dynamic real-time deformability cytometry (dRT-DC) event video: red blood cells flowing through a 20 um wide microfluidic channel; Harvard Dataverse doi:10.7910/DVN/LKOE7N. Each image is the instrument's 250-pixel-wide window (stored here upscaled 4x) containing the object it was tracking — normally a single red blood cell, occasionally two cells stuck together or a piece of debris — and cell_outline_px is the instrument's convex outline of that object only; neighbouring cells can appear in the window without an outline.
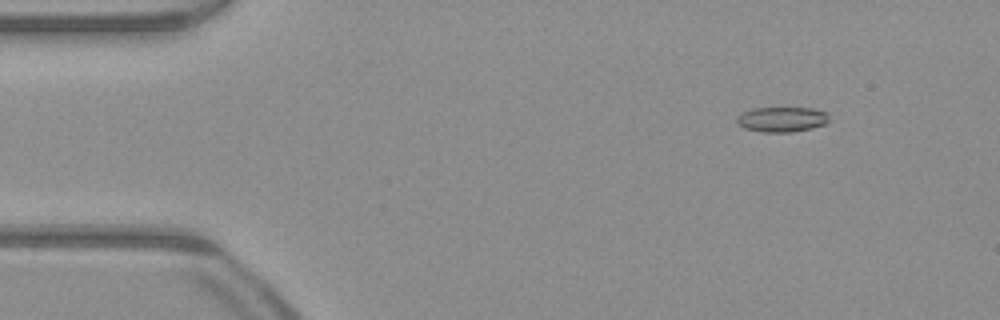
{"species": "common noctule bat (a hibernating species)", "species_latin": "Nyctalus noctula", "temperature_condition": "warm", "stored_images_in_passage": 51, "camera_frame_rate_fps": 3000, "um_per_image_px": 0.085, "animal": {"sex": "male", "body_mass_g": 23.1, "forearm_length_mm": 52.7}, "frame": {"image": 1, "passage_image": 6, "time_ms": 1.667, "image_size_px": [1000, 320], "cell_outline_px": [[828, 120], [824, 124], [812, 128], [792, 132], [760, 132], [744, 128], [736, 124], [736, 116], [752, 108], [812, 108], [828, 112]], "centroid_in_image_um": [66.43, 10.15], "position_along_channel_um": 18.6, "area_um2": 13.58}}
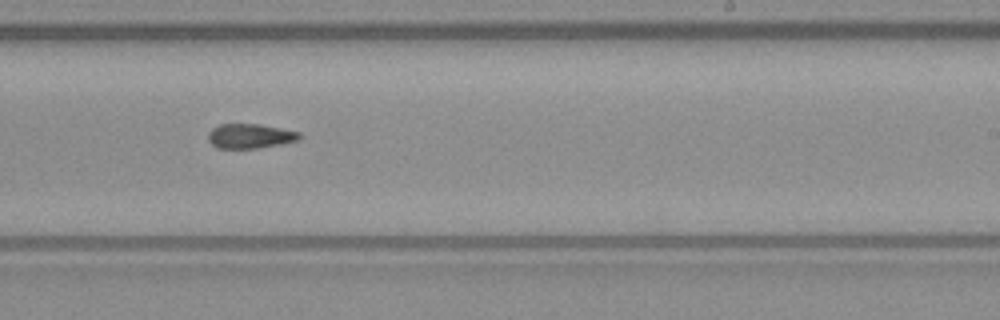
{"frame": {"image": 2, "passage_image": 31, "time_ms": 10.0, "image_size_px": [1000, 320], "cell_outline_px": [[300, 140], [280, 144], [256, 148], [216, 148], [208, 140], [208, 132], [212, 128], [220, 124], [260, 124], [300, 132]], "centroid_in_image_um": [21.24, 11.56], "position_along_channel_um": 267.8, "area_um2": 13.06}}
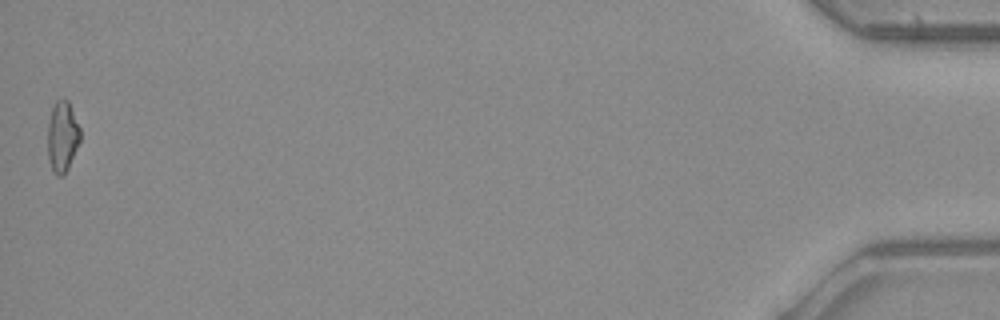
{"frame": {"image": 3, "passage_image": 51, "time_ms": 16.667, "image_size_px": [1000, 320], "cell_outline_px": [[80, 140], [68, 168], [64, 176], [56, 176], [52, 172], [48, 160], [48, 124], [52, 108], [56, 100], [68, 100], [80, 128]], "centroid_in_image_um": [5.29, 11.66], "position_along_channel_um": 429.9, "area_um2": 13.41}, "authors_computed_cell_mechanics": {"area_um2": 13.583, "velocity_mm_per_s": 4.0407, "shape_relaxation_time_tau1_ms": null, "shape_relaxation_time_tau2_ms": 3.5804, "deformation_change_tau1": null, "deformation_change_tau2": 0.1175}}